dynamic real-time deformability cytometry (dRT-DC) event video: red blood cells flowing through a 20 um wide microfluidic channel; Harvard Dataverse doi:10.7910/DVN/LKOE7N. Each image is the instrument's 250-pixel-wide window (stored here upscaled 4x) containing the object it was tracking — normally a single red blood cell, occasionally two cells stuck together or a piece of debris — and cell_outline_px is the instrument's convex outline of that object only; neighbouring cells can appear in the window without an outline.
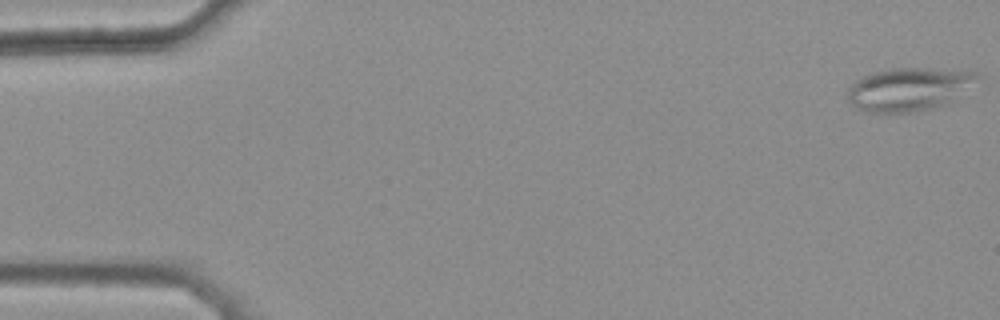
{"species": "common noctule bat (a hibernating species)", "species_latin": "Nyctalus noctula", "temperature_condition": "warm", "stored_images_in_passage": 12, "camera_frame_rate_fps": 3000, "um_per_image_px": 0.085, "animal": {"sex": "female", "body_mass_g": 25.1}, "frame": {"image": 1, "passage_image": 1, "time_ms": 0.0, "image_size_px": [1000, 320], "cell_outline_px": [[980, 76], [956, 100], [948, 104], [932, 108], [912, 112], [864, 112], [856, 108], [848, 100], [848, 88], [856, 80], [864, 76], [876, 72], [892, 68], [932, 68], [976, 72]], "centroid_in_image_um": [77.26, 7.59], "position_along_channel_um": 7.7, "area_um2": 32.6}}